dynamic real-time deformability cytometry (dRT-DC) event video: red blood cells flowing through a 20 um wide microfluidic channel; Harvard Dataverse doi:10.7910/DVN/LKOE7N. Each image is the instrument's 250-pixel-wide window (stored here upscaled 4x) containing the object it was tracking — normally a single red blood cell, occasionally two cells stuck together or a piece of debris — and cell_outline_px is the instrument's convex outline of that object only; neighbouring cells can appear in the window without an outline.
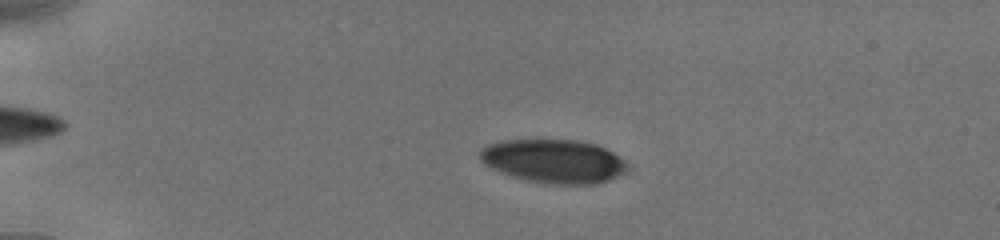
{"species": "human", "species_latin": "Homo sapiens", "temperature_condition": "cold", "stored_images_in_passage": 13, "camera_frame_rate_fps": 3000, "um_per_image_px": 0.085, "donor": {"sex": "male"}, "frame": {"image": 1, "passage_image": 8, "time_ms": 3.667, "image_size_px": [1000, 240], "cell_outline_px": [[632, 168], [628, 172], [608, 180], [596, 184], [560, 184], [528, 180], [512, 176], [500, 172], [484, 164], [480, 160], [480, 148], [488, 144], [500, 140], [576, 140], [596, 144], [620, 156]], "centroid_in_image_um": [47.1, 13.69], "position_along_channel_um": 37.9, "area_um2": 37.63}}
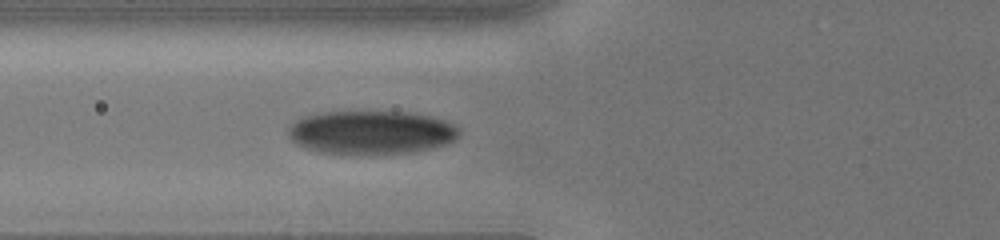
{"frame": {"image": 2, "passage_image": 13, "time_ms": 6.667, "image_size_px": [1000, 240], "cell_outline_px": [[460, 136], [456, 140], [432, 148], [416, 152], [320, 152], [296, 144], [288, 136], [288, 128], [296, 120], [304, 116], [324, 112], [408, 112], [432, 116], [444, 120], [460, 128]], "centroid_in_image_um": [31.59, 11.22], "position_along_channel_um": 94.2, "area_um2": 42.71}}